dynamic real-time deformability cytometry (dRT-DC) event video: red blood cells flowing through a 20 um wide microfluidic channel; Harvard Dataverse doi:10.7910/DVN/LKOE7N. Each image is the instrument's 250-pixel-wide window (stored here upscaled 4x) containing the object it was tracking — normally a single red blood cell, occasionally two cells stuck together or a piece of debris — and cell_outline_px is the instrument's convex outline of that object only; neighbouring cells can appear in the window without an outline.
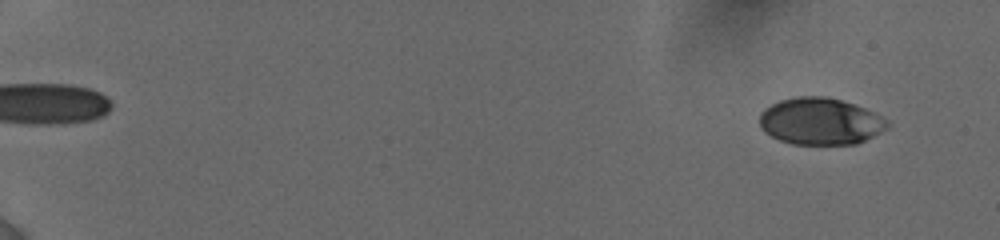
{"species": "human", "species_latin": "Homo sapiens", "temperature_condition": "cold", "stored_images_in_passage": 31, "camera_frame_rate_fps": 3000, "um_per_image_px": 0.085, "donor": {"sex": "female"}, "frame": {"image": 1, "passage_image": 3, "time_ms": 0.667, "image_size_px": [1000, 240], "cell_outline_px": [[888, 128], [856, 144], [792, 144], [780, 140], [764, 132], [760, 128], [760, 112], [764, 108], [780, 100], [796, 96], [828, 96], [864, 108], [888, 120]], "centroid_in_image_um": [69.69, 10.31], "position_along_channel_um": 15.3, "area_um2": 34.8}}
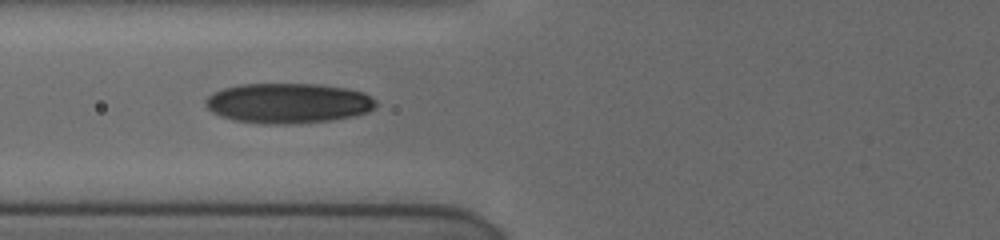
{"frame": {"image": 2, "passage_image": 22, "time_ms": 7.667, "image_size_px": [1000, 240], "cell_outline_px": [[376, 104], [368, 112], [352, 116], [328, 120], [292, 124], [264, 124], [232, 120], [220, 116], [212, 112], [204, 104], [204, 100], [212, 92], [224, 88], [240, 84], [316, 84], [348, 88], [364, 92], [376, 100]], "centroid_in_image_um": [24.45, 8.77], "position_along_channel_um": 101.3, "area_um2": 39.94}}
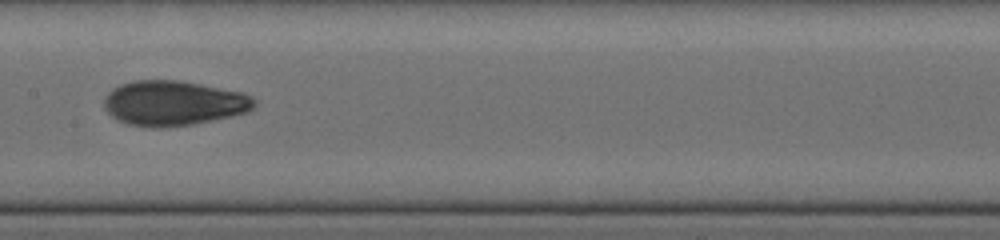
{"frame": {"image": 3, "passage_image": 30, "time_ms": 10.0, "image_size_px": [1000, 240], "cell_outline_px": [[256, 104], [248, 112], [232, 116], [192, 124], [164, 128], [152, 128], [128, 124], [112, 116], [104, 108], [104, 100], [108, 92], [112, 88], [120, 84], [136, 80], [180, 80], [244, 92], [252, 96], [256, 100]], "centroid_in_image_um": [14.77, 8.76], "position_along_channel_um": 192.6, "area_um2": 39.59}}